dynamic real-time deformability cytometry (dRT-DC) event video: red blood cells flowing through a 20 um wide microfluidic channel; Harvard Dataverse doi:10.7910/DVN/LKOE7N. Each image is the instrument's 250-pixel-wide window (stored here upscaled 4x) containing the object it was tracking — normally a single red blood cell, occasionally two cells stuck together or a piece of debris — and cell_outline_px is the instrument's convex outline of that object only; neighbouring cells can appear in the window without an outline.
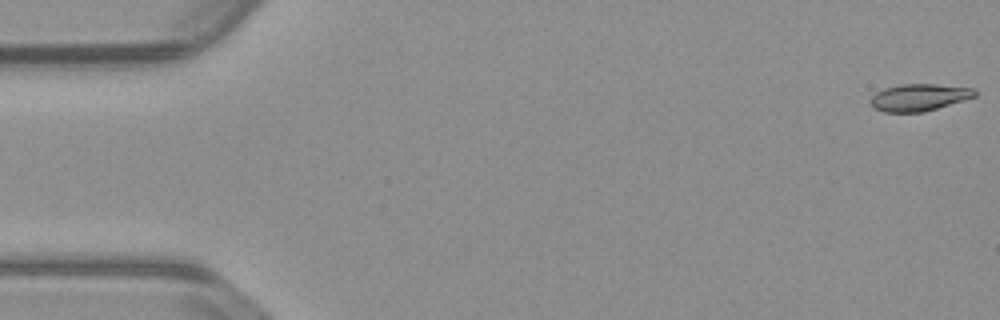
{"species": "common noctule bat (a hibernating species)", "species_latin": "Nyctalus noctula", "temperature_condition": "warm", "stored_images_in_passage": 54, "camera_frame_rate_fps": 3000, "um_per_image_px": 0.085, "animal": {"sex": "male", "body_mass_g": 23.1, "forearm_length_mm": 52.7}, "frame": {"image": 1, "passage_image": 1, "time_ms": 0.0, "image_size_px": [1000, 320], "cell_outline_px": [[976, 96], [964, 100], [924, 112], [884, 112], [872, 108], [868, 100], [876, 92], [884, 88], [900, 84], [936, 84], [972, 88], [976, 92]], "centroid_in_image_um": [78.06, 8.28], "position_along_channel_um": 6.9, "area_um2": 16.53}}
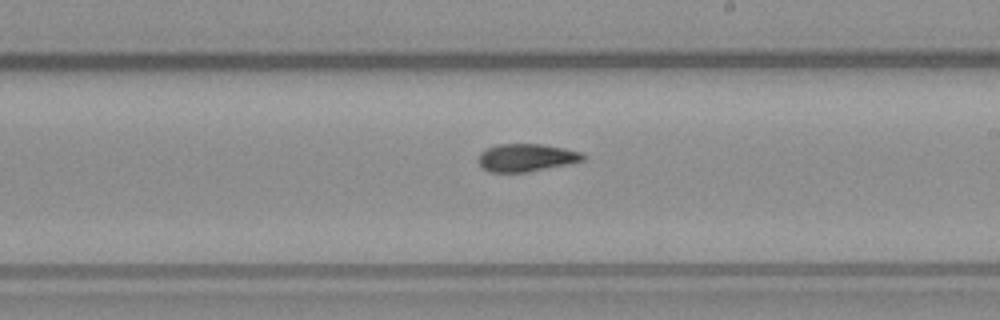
{"frame": {"image": 2, "passage_image": 31, "time_ms": 10.0, "image_size_px": [1000, 320], "cell_outline_px": [[584, 160], [528, 172], [492, 172], [484, 168], [476, 160], [480, 152], [496, 144], [540, 144], [564, 148], [584, 152]], "centroid_in_image_um": [44.71, 13.39], "position_along_channel_um": 244.3, "area_um2": 16.82}}
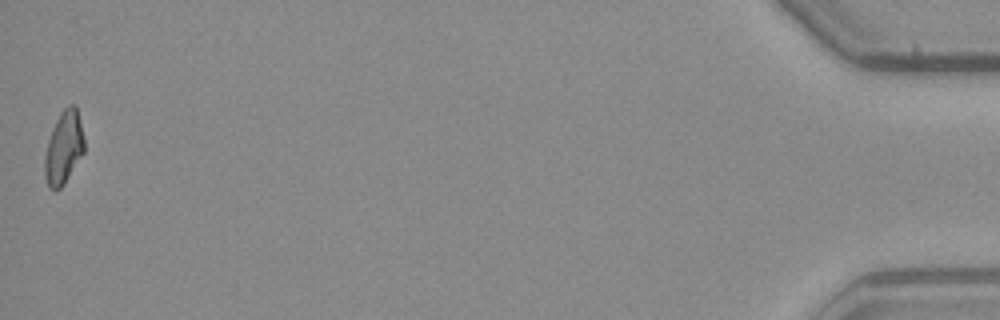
{"frame": {"image": 3, "passage_image": 54, "time_ms": 17.667, "image_size_px": [1000, 320], "cell_outline_px": [[84, 152], [64, 184], [60, 188], [48, 188], [44, 176], [44, 156], [48, 140], [56, 120], [60, 112], [68, 104], [76, 104], [84, 140]], "centroid_in_image_um": [5.4, 12.54], "position_along_channel_um": 429.8, "area_um2": 16.76}, "authors_computed_cell_mechanics": {"area_um2": 17.1088, "velocity_mm_per_s": 3.8135, "shape_relaxation_time_tau1_ms": 9.0002, "shape_relaxation_time_tau2_ms": 4.6561, "deformation_change_tau1": 0.2161, "deformation_change_tau2": 0.0891}}